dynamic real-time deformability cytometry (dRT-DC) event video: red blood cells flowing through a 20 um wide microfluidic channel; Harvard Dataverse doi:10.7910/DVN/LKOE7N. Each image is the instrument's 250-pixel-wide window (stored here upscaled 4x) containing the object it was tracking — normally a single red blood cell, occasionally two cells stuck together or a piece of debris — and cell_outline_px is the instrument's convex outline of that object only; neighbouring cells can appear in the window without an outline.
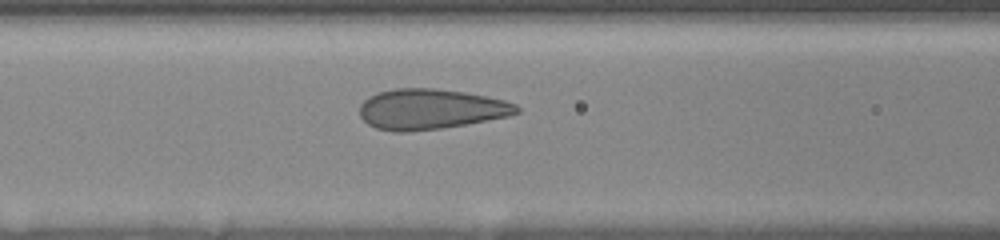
{"species": "human", "species_latin": "Homo sapiens", "temperature_condition": "room temperature", "stored_images_in_passage": 25, "camera_frame_rate_fps": 3000, "um_per_image_px": 0.085, "donor": {"sex": "female"}, "frame": {"image": 1, "passage_image": 22, "time_ms": 7.667, "image_size_px": [1000, 240], "cell_outline_px": [[520, 112], [508, 116], [464, 124], [440, 128], [408, 132], [392, 132], [376, 128], [368, 124], [360, 116], [360, 104], [368, 96], [380, 92], [396, 88], [436, 88], [464, 92], [504, 100], [516, 104], [520, 108]], "centroid_in_image_um": [36.57, 9.28], "position_along_channel_um": 130.0, "area_um2": 36.82}}
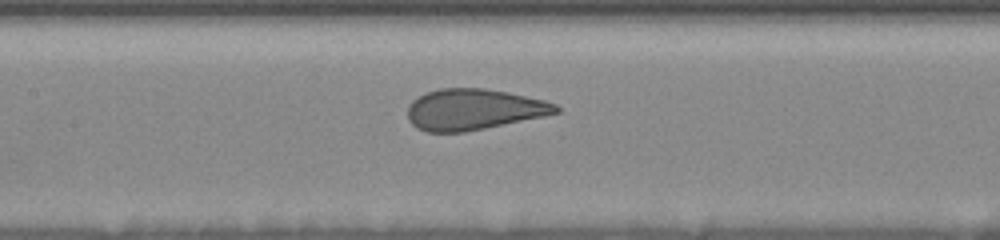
{"frame": {"image": 2, "passage_image": 25, "time_ms": 8.667, "image_size_px": [1000, 240], "cell_outline_px": [[560, 112], [544, 116], [464, 132], [428, 132], [416, 128], [408, 120], [408, 104], [412, 100], [428, 92], [440, 88], [484, 88], [508, 92], [544, 100], [556, 104], [560, 108]], "centroid_in_image_um": [40.25, 9.3], "position_along_channel_um": 167.2, "area_um2": 35.32}}